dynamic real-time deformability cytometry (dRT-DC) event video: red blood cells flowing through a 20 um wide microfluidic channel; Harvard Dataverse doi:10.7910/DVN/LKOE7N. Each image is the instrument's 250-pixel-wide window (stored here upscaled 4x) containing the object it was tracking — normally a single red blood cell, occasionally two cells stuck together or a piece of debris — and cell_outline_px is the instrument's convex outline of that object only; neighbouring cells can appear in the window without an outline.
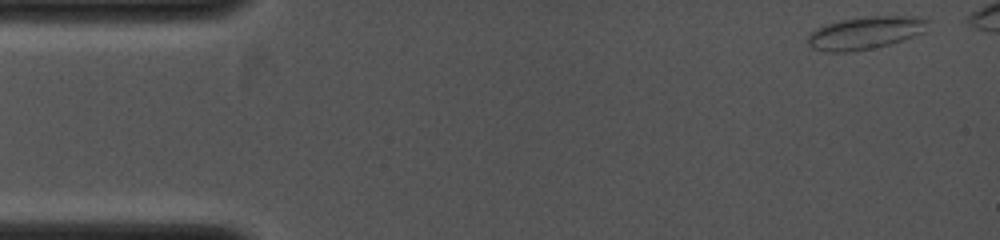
{"species": "common noctule bat (a hibernating species)", "species_latin": "Nyctalus noctula", "temperature_condition": "cold", "stored_images_in_passage": 30, "camera_frame_rate_fps": 4000, "um_per_image_px": 0.085, "animal": {"sex": "female", "body_mass_g": 19.0, "forearm_length_mm": 53.3}, "frame": {"image": 1, "passage_image": 1, "time_ms": 0.0, "image_size_px": [1000, 240], "cell_outline_px": [[932, 20], [924, 32], [888, 44], [848, 52], [828, 52], [812, 48], [808, 44], [808, 36], [816, 28], [828, 24], [844, 20], [868, 16], [920, 16]], "centroid_in_image_um": [73.59, 2.77], "position_along_channel_um": 11.4, "area_um2": 22.54}}
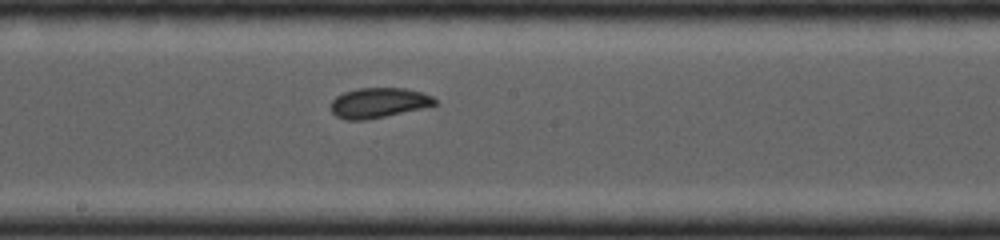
{"frame": {"image": 2, "passage_image": 17, "time_ms": 6.0, "image_size_px": [1000, 240], "cell_outline_px": [[436, 104], [424, 108], [364, 120], [344, 120], [336, 116], [328, 108], [332, 100], [336, 96], [344, 92], [356, 88], [404, 88], [420, 92], [432, 96], [436, 100]], "centroid_in_image_um": [32.12, 8.74], "position_along_channel_um": 216.1, "area_um2": 18.26}}
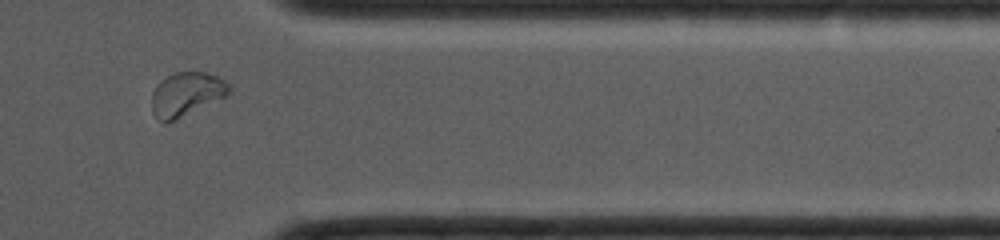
{"frame": {"image": 3, "passage_image": 26, "time_ms": 9.5, "image_size_px": [1000, 240], "cell_outline_px": [[232, 92], [228, 96], [176, 120], [164, 124], [152, 112], [152, 92], [156, 84], [160, 80], [176, 72], [204, 72], [216, 76], [224, 80], [232, 88]], "centroid_in_image_um": [15.86, 8.02], "position_along_channel_um": 395.5, "area_um2": 20.06}}